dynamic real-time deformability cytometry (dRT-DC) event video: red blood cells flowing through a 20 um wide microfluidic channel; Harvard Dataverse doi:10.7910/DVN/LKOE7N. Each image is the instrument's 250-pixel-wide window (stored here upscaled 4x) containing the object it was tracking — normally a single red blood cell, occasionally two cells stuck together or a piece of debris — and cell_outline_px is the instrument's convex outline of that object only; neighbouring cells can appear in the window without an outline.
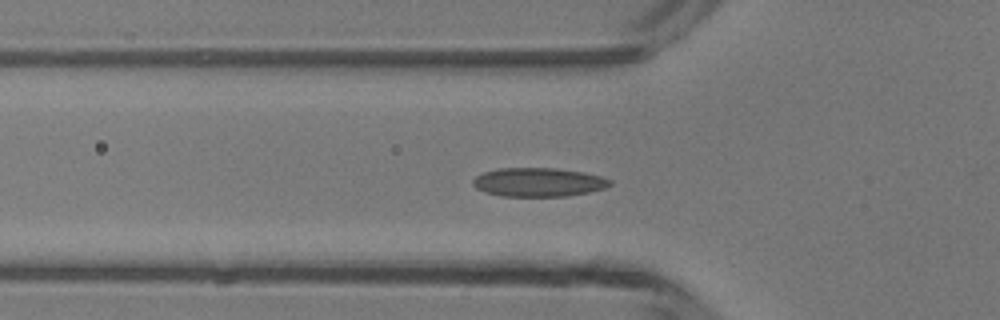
{"species": "common noctule bat (a hibernating species)", "species_latin": "Nyctalus noctula", "temperature_condition": "room temperature", "stored_images_in_passage": 27, "camera_frame_rate_fps": 3000, "um_per_image_px": 0.085, "animal": {"sex": "male", "body_mass_g": 13.3}, "frame": {"image": 1, "passage_image": 15, "time_ms": 4.667, "image_size_px": [1000, 320], "cell_outline_px": [[612, 184], [604, 188], [588, 192], [568, 196], [500, 196], [476, 188], [472, 184], [472, 180], [476, 176], [484, 172], [500, 168], [556, 168], [584, 172], [600, 176], [612, 180]], "centroid_in_image_um": [45.78, 15.48], "position_along_channel_um": 80.0, "area_um2": 22.95}}
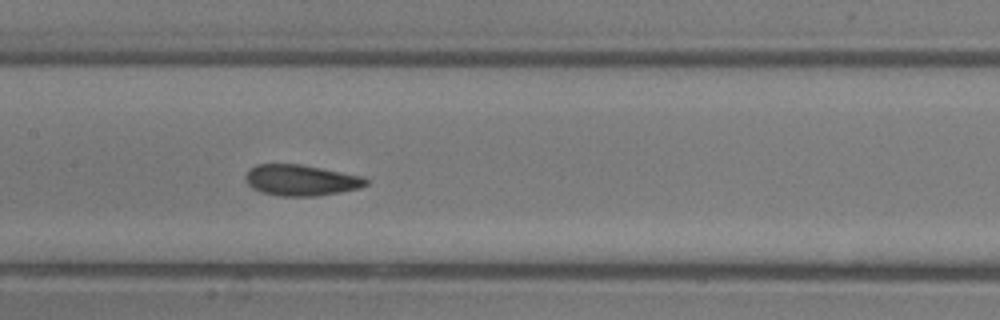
{"frame": {"image": 2, "passage_image": 22, "time_ms": 7.0, "image_size_px": [1000, 320], "cell_outline_px": [[368, 184], [360, 188], [340, 192], [316, 196], [280, 196], [260, 192], [252, 188], [244, 180], [244, 176], [248, 168], [256, 164], [300, 164], [364, 176], [368, 180]], "centroid_in_image_um": [25.55, 15.31], "position_along_channel_um": 181.8, "area_um2": 22.02}}
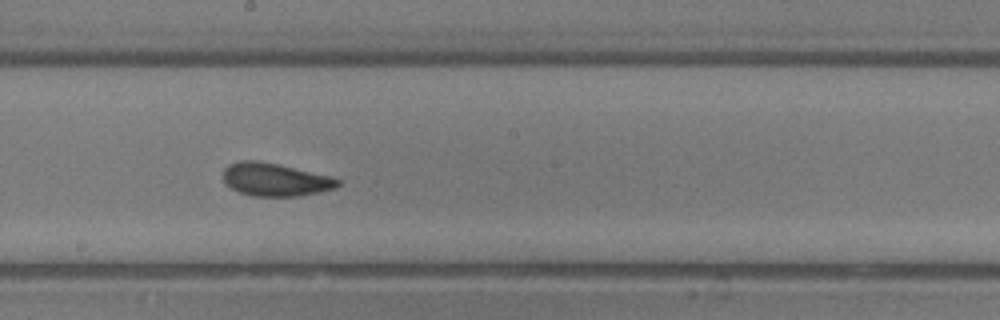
{"frame": {"image": 3, "passage_image": 25, "time_ms": 8.0, "image_size_px": [1000, 320], "cell_outline_px": [[340, 184], [336, 188], [320, 192], [300, 196], [252, 196], [240, 192], [224, 184], [224, 168], [228, 164], [240, 160], [256, 160], [276, 164], [332, 176], [340, 180]], "centroid_in_image_um": [23.39, 15.27], "position_along_channel_um": 224.8, "area_um2": 22.08}}